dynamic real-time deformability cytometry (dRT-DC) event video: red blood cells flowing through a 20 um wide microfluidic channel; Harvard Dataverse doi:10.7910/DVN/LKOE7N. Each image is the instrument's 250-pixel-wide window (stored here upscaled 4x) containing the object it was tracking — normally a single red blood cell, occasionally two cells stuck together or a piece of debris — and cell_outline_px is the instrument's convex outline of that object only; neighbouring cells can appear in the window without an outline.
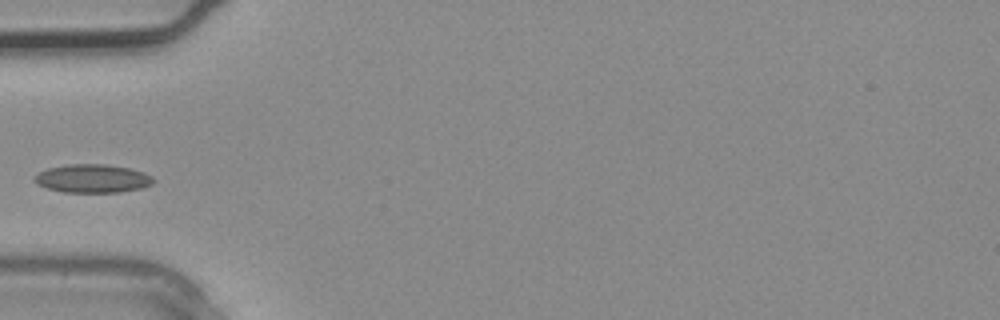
{"species": "common noctule bat (a hibernating species)", "species_latin": "Nyctalus noctula", "temperature_condition": "warm", "stored_images_in_passage": 2, "camera_frame_rate_fps": 3000, "um_per_image_px": 0.085, "animal": {"sex": "male", "body_mass_g": 20.4}, "frame": {"image": 1, "passage_image": 2, "time_ms": 0.333, "image_size_px": [1000, 320], "cell_outline_px": [[156, 180], [152, 184], [140, 188], [120, 192], [64, 192], [48, 188], [32, 180], [40, 172], [48, 168], [68, 164], [104, 164], [128, 168], [144, 172], [152, 176]], "centroid_in_image_um": [7.9, 15.17], "position_along_channel_um": 77.1, "area_um2": 19.48}}